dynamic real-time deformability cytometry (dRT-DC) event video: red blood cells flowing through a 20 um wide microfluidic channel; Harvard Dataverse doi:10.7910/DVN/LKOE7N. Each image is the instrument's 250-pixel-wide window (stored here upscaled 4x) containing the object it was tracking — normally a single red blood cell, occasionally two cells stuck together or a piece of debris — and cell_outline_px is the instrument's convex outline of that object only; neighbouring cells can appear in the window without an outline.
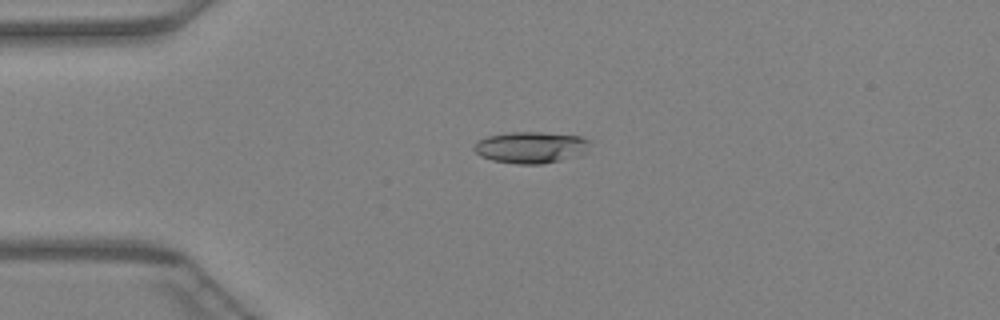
{"species": "Egyptian fruit bat (a non-hibernating species)", "species_latin": "Rousettus aegyptiacus", "temperature_condition": "warm", "stored_images_in_passage": 47, "camera_frame_rate_fps": 3000, "um_per_image_px": 0.085, "animal": {"sex": "female"}, "frame": {"image": 1, "passage_image": 12, "time_ms": 3.667, "image_size_px": [1000, 320], "cell_outline_px": [[592, 140], [584, 152], [580, 156], [540, 164], [516, 164], [492, 160], [480, 156], [472, 148], [476, 140], [488, 136], [512, 132], [544, 132], [580, 136]], "centroid_in_image_um": [45.11, 12.52], "position_along_channel_um": 39.9, "area_um2": 21.44}}
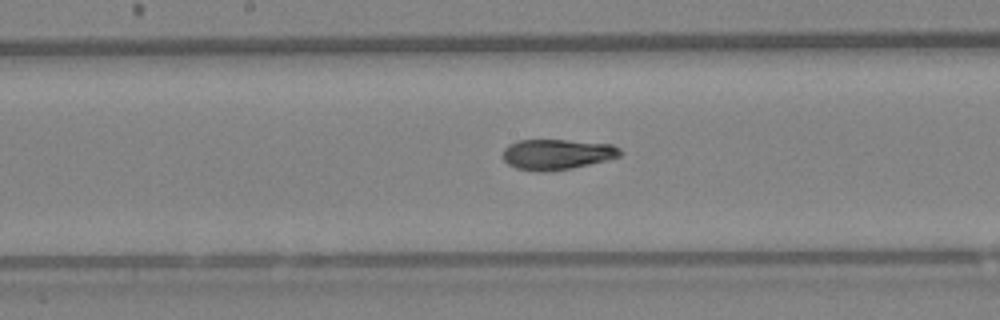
{"frame": {"image": 2, "passage_image": 25, "time_ms": 8.0, "image_size_px": [1000, 320], "cell_outline_px": [[624, 152], [620, 156], [608, 160], [572, 168], [544, 172], [536, 172], [516, 168], [508, 164], [504, 160], [504, 148], [508, 144], [520, 140], [564, 140], [612, 144], [620, 148]], "centroid_in_image_um": [47.36, 13.12], "position_along_channel_um": 200.8, "area_um2": 20.92}}
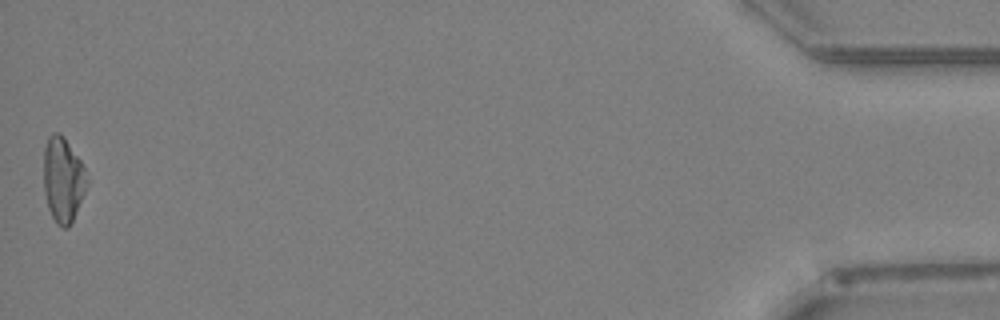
{"frame": {"image": 3, "passage_image": 47, "time_ms": 15.333, "image_size_px": [1000, 320], "cell_outline_px": [[88, 184], [72, 220], [68, 228], [64, 228], [56, 224], [48, 208], [44, 192], [44, 148], [48, 136], [52, 132], [60, 132], [64, 136], [80, 160], [84, 168], [88, 180]], "centroid_in_image_um": [5.34, 15.24], "position_along_channel_um": 429.9, "area_um2": 21.39}}